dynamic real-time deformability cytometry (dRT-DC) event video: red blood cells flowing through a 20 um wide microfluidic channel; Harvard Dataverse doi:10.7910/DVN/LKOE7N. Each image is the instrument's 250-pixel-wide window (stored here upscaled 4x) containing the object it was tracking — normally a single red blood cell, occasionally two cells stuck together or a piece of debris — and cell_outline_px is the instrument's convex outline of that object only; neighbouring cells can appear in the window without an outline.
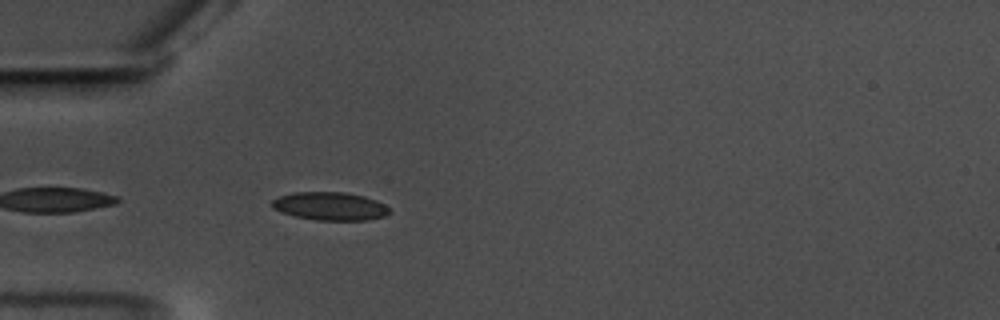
{"species": "common noctule bat (a hibernating species)", "species_latin": "Nyctalus noctula", "temperature_condition": "warm", "stored_images_in_passage": 40, "camera_frame_rate_fps": 3000, "um_per_image_px": 0.085, "animal": {"sex": "male", "body_mass_g": 17.5, "forearm_length_mm": 52.3}, "frame": {"image": 1, "passage_image": 3, "time_ms": 0.667, "image_size_px": [1000, 320], "cell_outline_px": [[392, 212], [384, 216], [368, 220], [316, 220], [296, 216], [280, 212], [272, 208], [272, 200], [280, 196], [292, 192], [344, 192], [364, 196], [376, 200], [384, 204]], "centroid_in_image_um": [28.05, 17.52], "position_along_channel_um": 56.9, "area_um2": 19.31}}
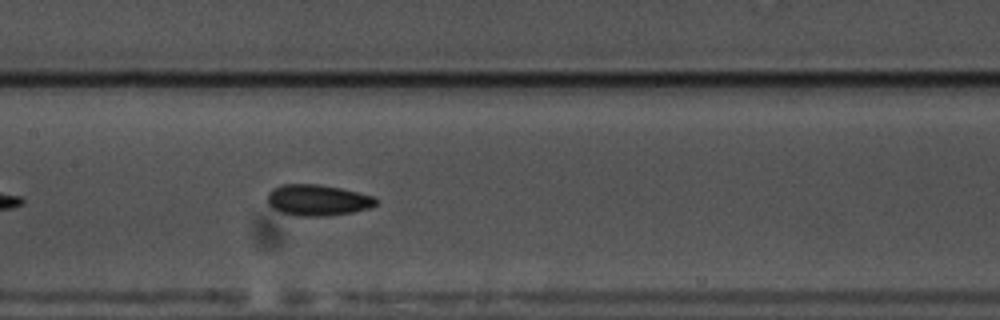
{"frame": {"image": 2, "passage_image": 14, "time_ms": 4.333, "image_size_px": [1000, 320], "cell_outline_px": [[380, 200], [376, 204], [368, 208], [352, 212], [324, 216], [296, 216], [280, 212], [272, 208], [268, 204], [268, 192], [272, 188], [280, 184], [320, 184], [340, 188], [372, 196]], "centroid_in_image_um": [26.96, 17.0], "position_along_channel_um": 180.4, "area_um2": 19.71}}
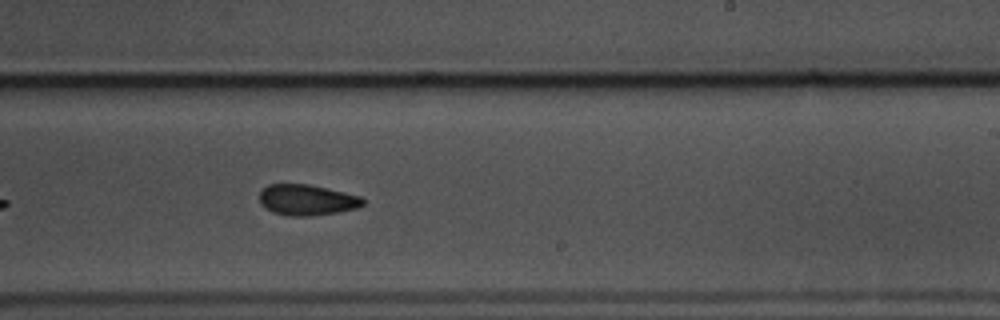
{"frame": {"image": 3, "passage_image": 21, "time_ms": 6.667, "image_size_px": [1000, 320], "cell_outline_px": [[364, 204], [356, 208], [336, 212], [308, 216], [292, 216], [272, 212], [264, 208], [260, 204], [260, 192], [268, 184], [308, 184], [360, 196], [364, 200]], "centroid_in_image_um": [26.04, 16.99], "position_along_channel_um": 263.0, "area_um2": 18.38}, "authors_computed_cell_mechanics": {"area_um2": 18.785, "velocity_mm_per_s": 3.5489, "shape_relaxation_time_tau1_ms": 3.4743, "shape_relaxation_time_tau2_ms": 3.6352, "deformation_change_tau1": 0.0983, "deformation_change_tau2": 0.0872}}